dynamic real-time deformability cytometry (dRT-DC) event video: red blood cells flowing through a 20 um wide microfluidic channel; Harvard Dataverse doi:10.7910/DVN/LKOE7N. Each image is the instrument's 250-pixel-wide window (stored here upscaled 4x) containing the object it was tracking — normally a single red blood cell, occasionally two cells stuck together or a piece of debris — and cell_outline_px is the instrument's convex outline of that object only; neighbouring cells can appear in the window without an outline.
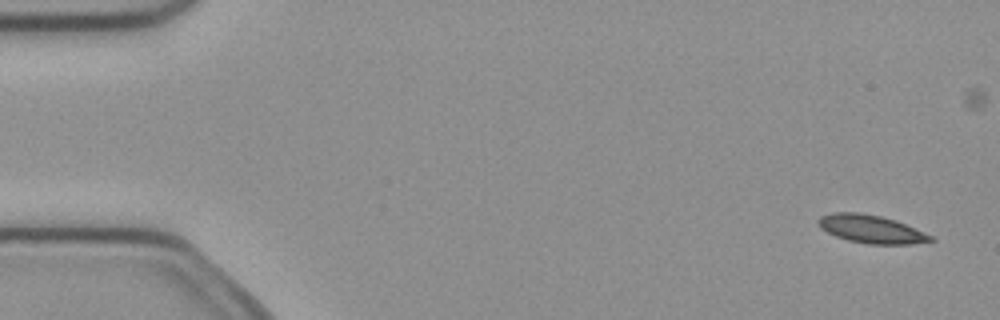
{"species": "common noctule bat (a hibernating species)", "species_latin": "Nyctalus noctula", "temperature_condition": "cold", "stored_images_in_passage": 5, "camera_frame_rate_fps": 3000, "um_per_image_px": 0.085, "animal": {"sex": "female", "body_mass_g": 21.9}, "frame": {"image": 1, "passage_image": 1, "time_ms": 0.0, "image_size_px": [1000, 320], "cell_outline_px": [[936, 240], [912, 244], [868, 244], [848, 240], [836, 236], [820, 228], [816, 220], [820, 216], [832, 212], [860, 212], [880, 216], [896, 220], [932, 236]], "centroid_in_image_um": [74.02, 19.46], "position_along_channel_um": 11.0, "area_um2": 18.38}}